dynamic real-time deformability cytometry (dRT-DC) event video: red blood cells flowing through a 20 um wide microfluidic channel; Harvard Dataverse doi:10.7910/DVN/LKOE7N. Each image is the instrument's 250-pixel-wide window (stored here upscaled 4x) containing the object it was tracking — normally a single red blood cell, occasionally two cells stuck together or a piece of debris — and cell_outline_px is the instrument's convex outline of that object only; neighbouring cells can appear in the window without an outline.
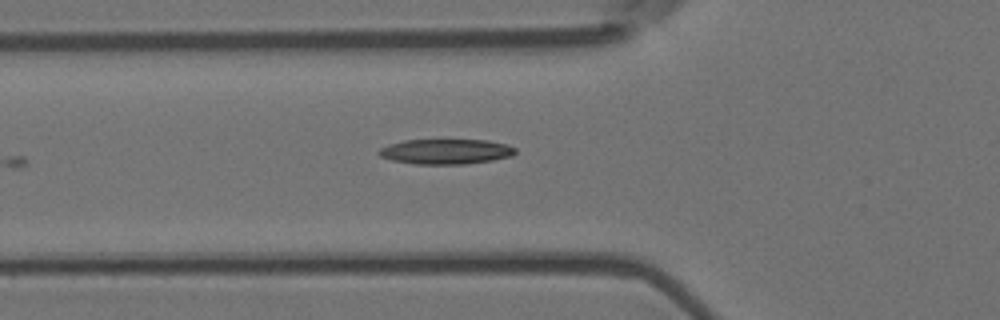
{"species": "Egyptian fruit bat (a non-hibernating species)", "species_latin": "Rousettus aegyptiacus", "temperature_condition": "room temperature", "stored_images_in_passage": 8, "camera_frame_rate_fps": 3000, "um_per_image_px": 0.085, "animal": {"sex": "female"}, "frame": {"image": 1, "passage_image": 8, "time_ms": 2.333, "image_size_px": [1000, 320], "cell_outline_px": [[516, 152], [512, 156], [492, 160], [464, 164], [412, 164], [392, 160], [380, 156], [376, 152], [380, 148], [388, 144], [404, 140], [488, 140], [508, 144], [516, 148]], "centroid_in_image_um": [37.89, 12.88], "position_along_channel_um": 87.9, "area_um2": 20.11}}